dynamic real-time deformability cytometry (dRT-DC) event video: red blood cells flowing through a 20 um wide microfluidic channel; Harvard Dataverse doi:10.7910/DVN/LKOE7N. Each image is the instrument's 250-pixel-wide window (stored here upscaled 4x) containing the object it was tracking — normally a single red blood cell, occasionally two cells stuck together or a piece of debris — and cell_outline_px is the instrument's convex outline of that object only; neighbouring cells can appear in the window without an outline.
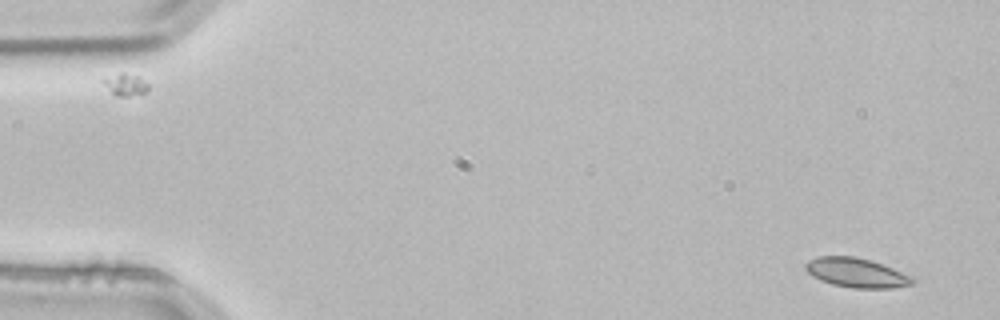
{"species": "common noctule bat (a hibernating species)", "species_latin": "Nyctalus noctula", "temperature_condition": "room temperature", "stored_images_in_passage": 4, "camera_frame_rate_fps": 3000, "um_per_image_px": 0.085, "animal": {"sex": "male", "body_mass_g": 21.5, "forearm_length_mm": 52.0}, "frame": {"image": 1, "passage_image": 1, "time_ms": 0.0, "image_size_px": [1000, 320], "cell_outline_px": [[916, 280], [912, 284], [892, 288], [852, 288], [832, 284], [820, 280], [812, 276], [804, 268], [804, 264], [808, 260], [816, 256], [856, 256], [872, 260], [916, 276]], "centroid_in_image_um": [72.83, 23.17], "position_along_channel_um": 12.2, "area_um2": 18.79}}
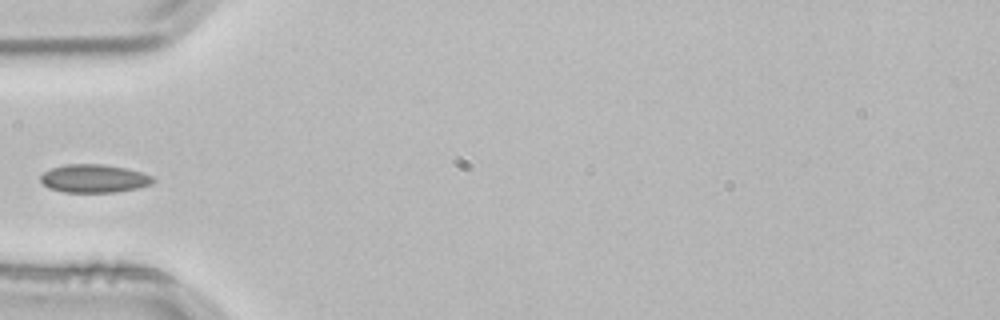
{"frame": {"image": 2, "passage_image": 4, "time_ms": 1.0, "image_size_px": [1000, 320], "cell_outline_px": [[156, 180], [152, 184], [136, 188], [116, 192], [64, 192], [48, 188], [40, 180], [40, 176], [44, 172], [52, 168], [64, 164], [100, 164], [124, 168], [140, 172], [152, 176]], "centroid_in_image_um": [7.98, 15.18], "position_along_channel_um": 77.0, "area_um2": 18.38}}